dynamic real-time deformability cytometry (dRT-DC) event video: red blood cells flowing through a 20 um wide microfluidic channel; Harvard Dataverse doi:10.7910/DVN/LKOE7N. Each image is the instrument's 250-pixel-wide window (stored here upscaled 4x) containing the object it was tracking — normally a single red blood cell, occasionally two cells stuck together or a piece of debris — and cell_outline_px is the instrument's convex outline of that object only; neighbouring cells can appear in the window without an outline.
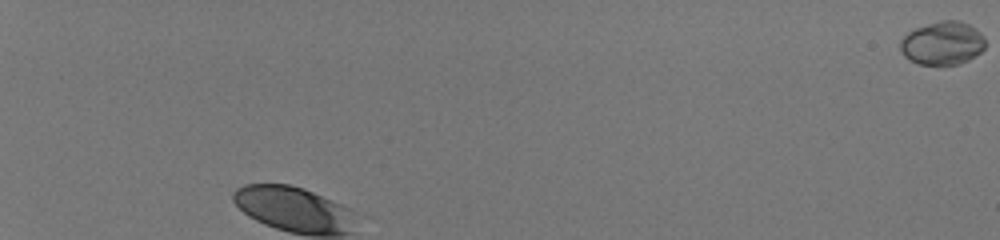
{"species": "human", "species_latin": "Homo sapiens", "temperature_condition": "room temperature", "stored_images_in_passage": 30, "camera_frame_rate_fps": 3000, "um_per_image_px": 0.085, "donor": {"sex": "male"}, "frame": {"image": 1, "passage_image": 1, "time_ms": 0.0, "image_size_px": [1000, 240], "cell_outline_px": [[984, 48], [980, 52], [968, 60], [960, 64], [920, 64], [908, 60], [900, 52], [900, 40], [908, 32], [916, 28], [940, 20], [956, 20], [968, 24], [980, 32], [984, 36]], "centroid_in_image_um": [80.09, 3.67], "position_along_channel_um": 4.9, "area_um2": 21.39}}
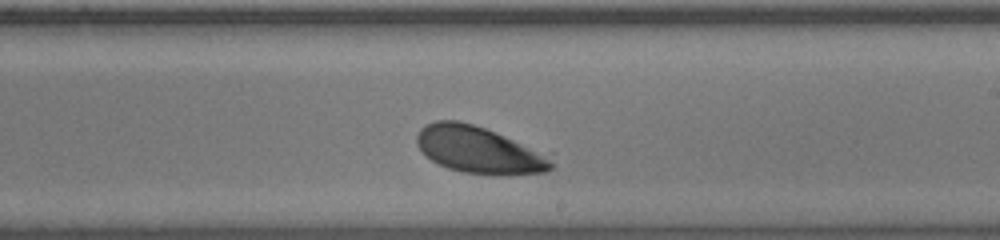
{"frame": {"image": 2, "passage_image": 18, "time_ms": 5.667, "image_size_px": [1000, 240], "cell_outline_px": [[556, 164], [552, 168], [544, 172], [460, 172], [448, 168], [424, 156], [416, 144], [416, 136], [420, 128], [424, 124], [436, 120], [460, 120], [484, 128], [552, 152]], "centroid_in_image_um": [40.75, 12.68], "position_along_channel_um": 248.2, "area_um2": 36.82}}
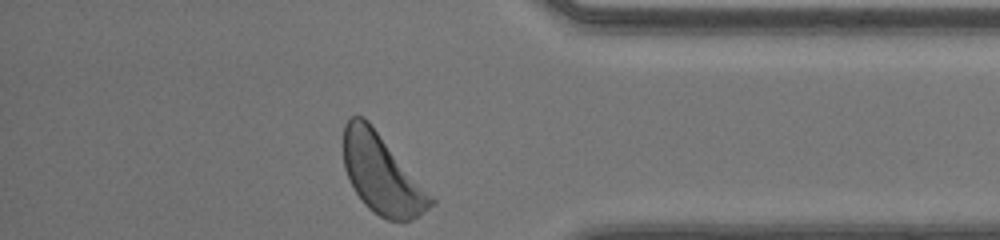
{"frame": {"image": 3, "passage_image": 30, "time_ms": 9.667, "image_size_px": [1000, 240], "cell_outline_px": [[436, 204], [420, 216], [412, 220], [388, 220], [372, 212], [364, 204], [356, 192], [344, 168], [344, 124], [352, 116], [364, 116], [368, 120], [436, 200]], "centroid_in_image_um": [32.47, 14.83], "position_along_channel_um": 402.7, "area_um2": 40.06}, "authors_computed_cell_mechanics": {"area_um2": 36.6452, "velocity_mm_per_s": 4.0537, "shape_relaxation_time_tau1_ms": 1.1893, "shape_relaxation_time_tau2_ms": null, "deformation_change_tau1": 0.0781, "deformation_change_tau2": null}}